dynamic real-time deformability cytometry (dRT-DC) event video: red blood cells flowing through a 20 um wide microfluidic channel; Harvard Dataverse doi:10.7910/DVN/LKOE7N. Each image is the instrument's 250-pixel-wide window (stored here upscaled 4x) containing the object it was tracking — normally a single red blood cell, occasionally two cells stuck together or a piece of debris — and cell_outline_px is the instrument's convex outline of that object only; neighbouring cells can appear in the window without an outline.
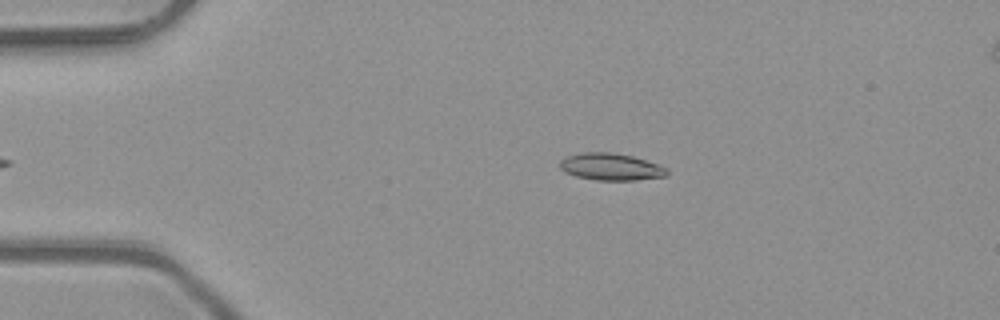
{"species": "common noctule bat (a hibernating species)", "species_latin": "Nyctalus noctula", "temperature_condition": "room temperature", "stored_images_in_passage": 43, "camera_frame_rate_fps": 3000, "um_per_image_px": 0.085, "animal": {"sex": "male", "body_mass_g": 23.1, "forearm_length_mm": 52.7}, "frame": {"image": 1, "passage_image": 3, "time_ms": 0.667, "image_size_px": [1000, 320], "cell_outline_px": [[668, 176], [636, 180], [596, 180], [576, 176], [564, 172], [560, 168], [560, 160], [568, 156], [584, 152], [612, 152], [632, 156], [668, 168]], "centroid_in_image_um": [51.93, 14.18], "position_along_channel_um": 33.1, "area_um2": 16.82}}
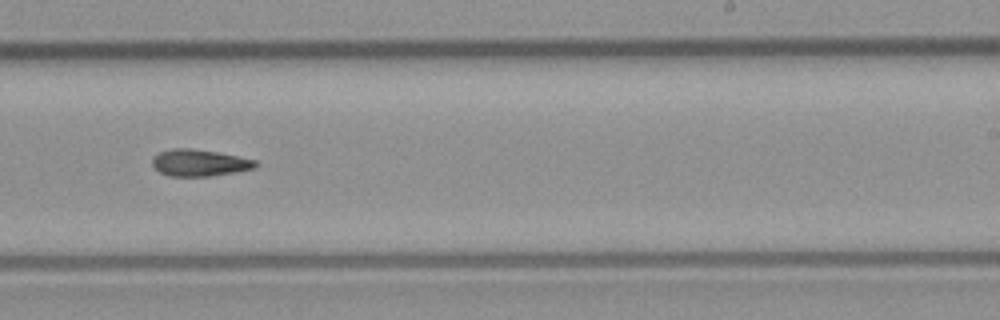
{"frame": {"image": 2, "passage_image": 24, "time_ms": 7.667, "image_size_px": [1000, 320], "cell_outline_px": [[256, 168], [236, 172], [208, 176], [168, 176], [160, 172], [152, 164], [152, 160], [160, 152], [172, 148], [192, 148], [216, 152], [256, 160]], "centroid_in_image_um": [16.95, 13.84], "position_along_channel_um": 272.0, "area_um2": 15.9}}
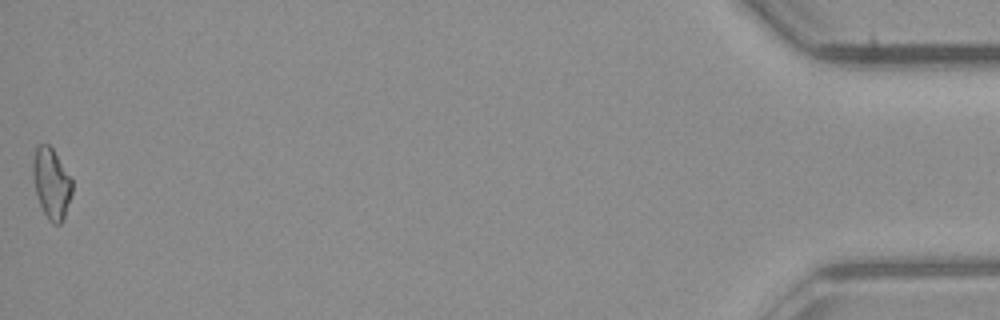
{"frame": {"image": 3, "passage_image": 43, "time_ms": 14.0, "image_size_px": [1000, 320], "cell_outline_px": [[72, 192], [64, 220], [60, 224], [52, 224], [48, 220], [40, 204], [36, 192], [32, 176], [32, 160], [36, 148], [40, 144], [48, 144], [52, 148], [72, 180]], "centroid_in_image_um": [4.36, 15.61], "position_along_channel_um": 430.8, "area_um2": 16.07}}